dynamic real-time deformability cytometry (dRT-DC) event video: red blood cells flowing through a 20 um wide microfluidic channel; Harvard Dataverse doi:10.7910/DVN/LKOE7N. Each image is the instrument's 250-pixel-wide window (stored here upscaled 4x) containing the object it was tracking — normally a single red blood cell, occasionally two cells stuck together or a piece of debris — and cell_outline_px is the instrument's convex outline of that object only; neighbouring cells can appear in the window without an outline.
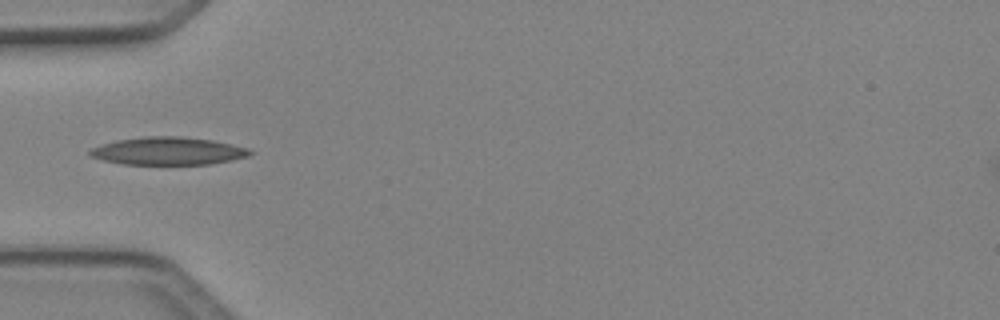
{"species": "Egyptian fruit bat (a non-hibernating species)", "species_latin": "Rousettus aegyptiacus", "temperature_condition": "cold", "stored_images_in_passage": 4, "camera_frame_rate_fps": 3000, "um_per_image_px": 0.085, "animal": {"sex": "female"}, "frame": {"image": 1, "passage_image": 4, "time_ms": 1.0, "image_size_px": [1000, 320], "cell_outline_px": [[252, 152], [248, 156], [232, 160], [212, 164], [124, 164], [104, 160], [88, 156], [88, 152], [92, 148], [116, 140], [144, 136], [180, 136], [212, 140], [232, 144], [248, 148]], "centroid_in_image_um": [14.29, 12.83], "position_along_channel_um": 70.7, "area_um2": 25.84}}